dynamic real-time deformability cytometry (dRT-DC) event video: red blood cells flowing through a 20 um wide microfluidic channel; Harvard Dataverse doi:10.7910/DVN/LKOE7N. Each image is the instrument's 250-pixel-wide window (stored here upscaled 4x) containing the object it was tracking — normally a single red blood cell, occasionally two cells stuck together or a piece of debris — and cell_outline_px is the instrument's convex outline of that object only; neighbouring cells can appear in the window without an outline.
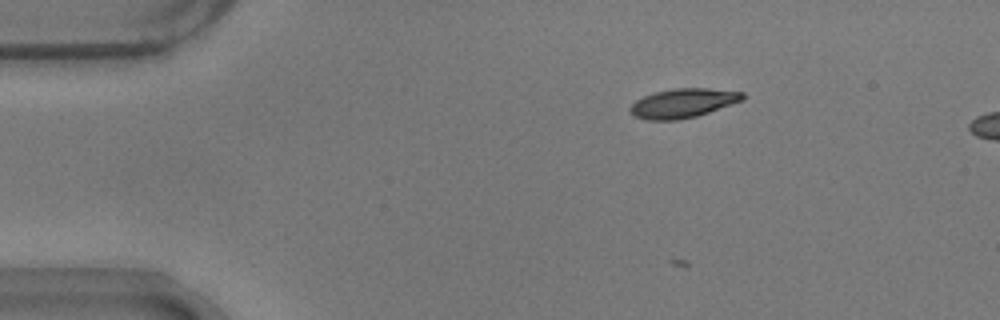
{"species": "common noctule bat (a hibernating species)", "species_latin": "Nyctalus noctula", "temperature_condition": "warm", "stored_images_in_passage": 46, "camera_frame_rate_fps": 3000, "um_per_image_px": 0.085, "animal": {"sex": "male", "body_mass_g": 17.9}, "frame": {"image": 1, "passage_image": 1, "time_ms": 0.0, "image_size_px": [1000, 320], "cell_outline_px": [[744, 96], [740, 100], [708, 112], [696, 116], [680, 120], [648, 120], [636, 116], [628, 108], [636, 100], [644, 96], [656, 92], [672, 88], [708, 88], [744, 92]], "centroid_in_image_um": [58.02, 8.76], "position_along_channel_um": 27.0, "area_um2": 18.79}}
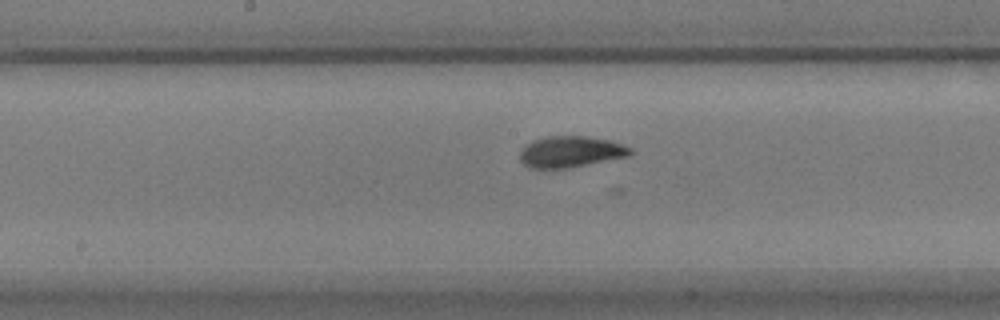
{"frame": {"image": 2, "passage_image": 20, "time_ms": 6.333, "image_size_px": [1000, 320], "cell_outline_px": [[632, 152], [628, 156], [568, 168], [532, 168], [524, 164], [520, 160], [520, 152], [524, 144], [532, 140], [548, 136], [584, 136], [608, 140], [632, 148]], "centroid_in_image_um": [48.46, 12.89], "position_along_channel_um": 199.7, "area_um2": 19.94}}
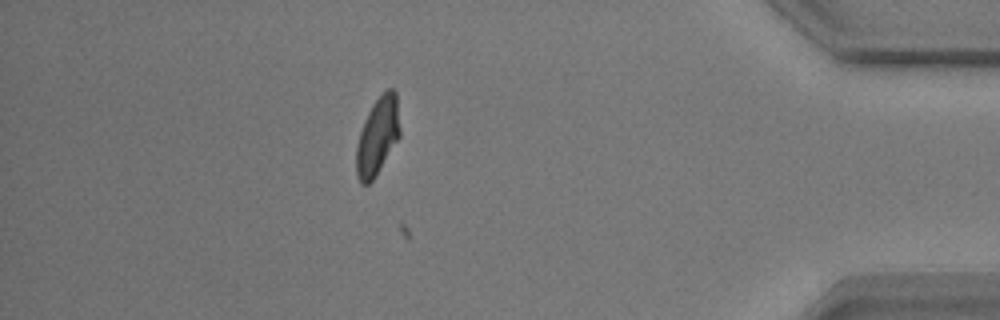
{"frame": {"image": 3, "passage_image": 40, "time_ms": 13.0, "image_size_px": [1000, 320], "cell_outline_px": [[400, 136], [372, 180], [368, 184], [360, 184], [356, 176], [356, 144], [364, 120], [372, 104], [388, 88], [392, 88], [396, 92], [400, 128]], "centroid_in_image_um": [32.08, 11.57], "position_along_channel_um": 403.1, "area_um2": 19.54}, "authors_computed_cell_mechanics": {"area_um2": 18.9295, "velocity_mm_per_s": 3.6997, "shape_relaxation_time_tau1_ms": null, "shape_relaxation_time_tau2_ms": 1.2281, "deformation_change_tau1": null, "deformation_change_tau2": 0.0589}}